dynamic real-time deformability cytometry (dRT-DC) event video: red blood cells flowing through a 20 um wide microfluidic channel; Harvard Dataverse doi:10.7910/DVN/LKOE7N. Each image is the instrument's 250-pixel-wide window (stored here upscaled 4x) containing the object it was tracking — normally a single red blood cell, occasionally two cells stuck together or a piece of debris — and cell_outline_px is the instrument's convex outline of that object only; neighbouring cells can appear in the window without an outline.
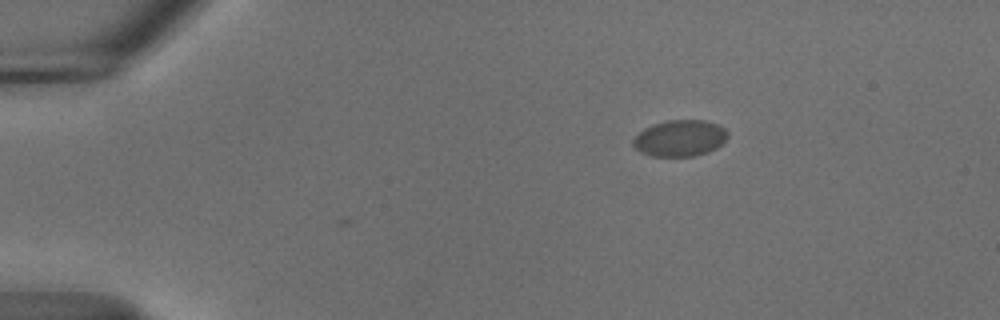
{"species": "common noctule bat (a hibernating species)", "species_latin": "Nyctalus noctula", "temperature_condition": "cold", "stored_images_in_passage": 2, "camera_frame_rate_fps": 3000, "um_per_image_px": 0.085, "animal": {"sex": "male", "body_mass_g": 18.8}, "frame": {"image": 1, "passage_image": 2, "time_ms": 0.333, "image_size_px": [1000, 320], "cell_outline_px": [[728, 136], [716, 148], [708, 152], [696, 156], [652, 156], [640, 152], [632, 144], [632, 140], [644, 128], [652, 124], [668, 120], [704, 120], [716, 124], [724, 128], [728, 132]], "centroid_in_image_um": [57.78, 11.75], "position_along_channel_um": 27.2, "area_um2": 20.0}}